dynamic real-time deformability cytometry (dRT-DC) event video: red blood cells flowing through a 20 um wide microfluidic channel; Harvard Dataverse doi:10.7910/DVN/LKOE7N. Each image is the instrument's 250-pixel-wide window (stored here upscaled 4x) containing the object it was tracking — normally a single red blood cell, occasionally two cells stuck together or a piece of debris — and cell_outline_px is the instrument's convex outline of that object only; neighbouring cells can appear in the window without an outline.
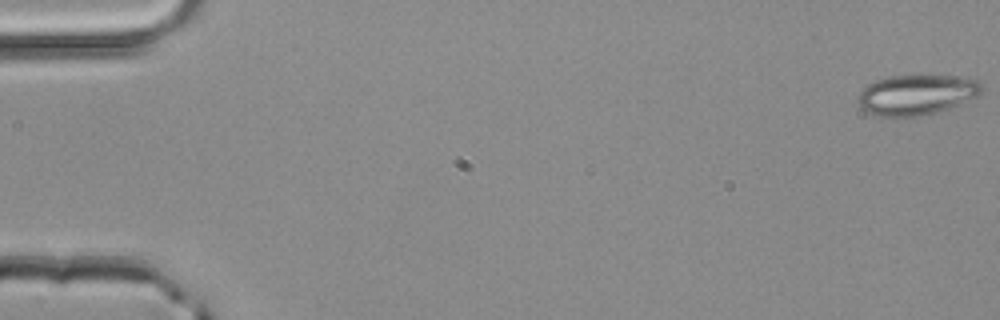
{"species": "common noctule bat (a hibernating species)", "species_latin": "Nyctalus noctula", "temperature_condition": "room temperature", "stored_images_in_passage": 3, "camera_frame_rate_fps": 3000, "um_per_image_px": 0.085, "animal": {"sex": "male", "body_mass_g": 20.4}, "frame": {"image": 1, "passage_image": 1, "time_ms": 0.0, "image_size_px": [1000, 320], "cell_outline_px": [[984, 92], [980, 96], [948, 108], [936, 112], [916, 116], [880, 116], [868, 112], [860, 108], [856, 100], [856, 96], [872, 80], [888, 76], [960, 76], [980, 80], [984, 88]], "centroid_in_image_um": [77.93, 8.04], "position_along_channel_um": 7.1, "area_um2": 29.3}}